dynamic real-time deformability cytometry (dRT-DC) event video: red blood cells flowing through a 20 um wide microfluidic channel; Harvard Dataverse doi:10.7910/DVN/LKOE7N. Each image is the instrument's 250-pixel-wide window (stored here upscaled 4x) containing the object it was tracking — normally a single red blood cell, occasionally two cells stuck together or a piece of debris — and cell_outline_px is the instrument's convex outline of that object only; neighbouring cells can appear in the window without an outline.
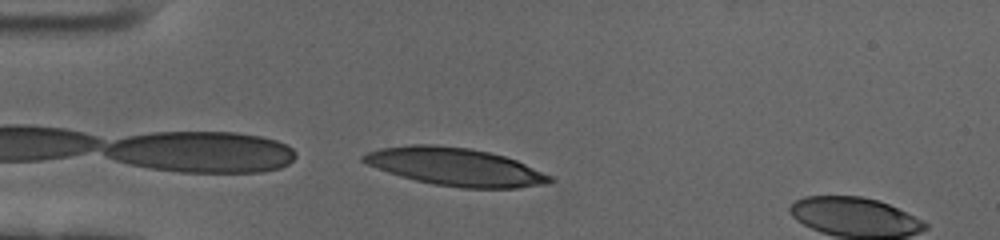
{"species": "human", "species_latin": "Homo sapiens", "temperature_condition": "cold", "stored_images_in_passage": 33, "camera_frame_rate_fps": 3000, "um_per_image_px": 0.085, "donor": {"sex": "female"}, "frame": {"image": 1, "passage_image": 1, "time_ms": 0.0, "image_size_px": [1000, 240], "cell_outline_px": [[556, 180], [516, 188], [464, 188], [432, 184], [416, 180], [388, 172], [368, 164], [360, 160], [360, 156], [368, 152], [380, 148], [412, 144], [436, 144], [468, 148], [488, 152], [504, 156], [516, 160], [552, 176]], "centroid_in_image_um": [38.66, 14.16], "position_along_channel_um": 46.3, "area_um2": 40.69}}
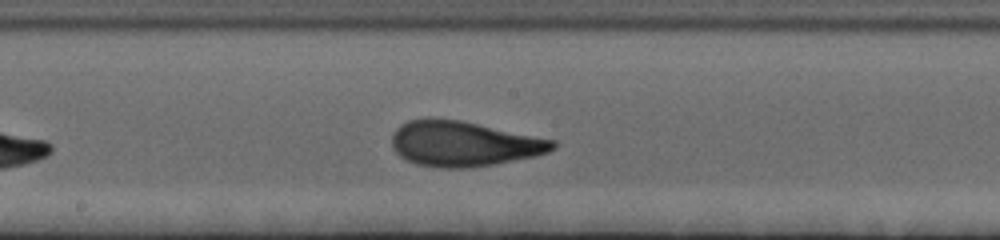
{"frame": {"image": 2, "passage_image": 17, "time_ms": 5.333, "image_size_px": [1000, 240], "cell_outline_px": [[556, 148], [548, 152], [532, 156], [496, 164], [472, 168], [440, 168], [416, 164], [400, 156], [392, 148], [392, 136], [396, 128], [400, 124], [408, 120], [428, 116], [460, 120], [556, 140]], "centroid_in_image_um": [39.38, 12.2], "position_along_channel_um": 208.8, "area_um2": 42.77}}
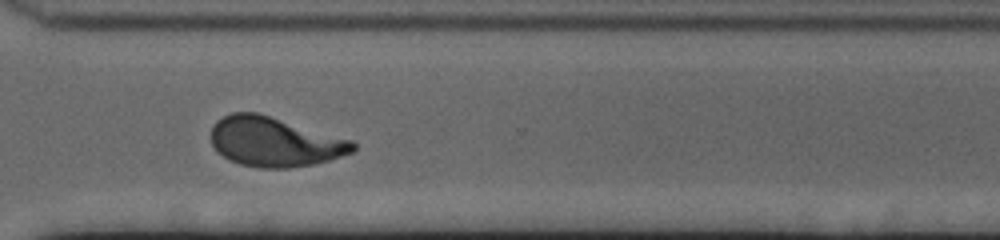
{"frame": {"image": 3, "passage_image": 29, "time_ms": 9.333, "image_size_px": [1000, 240], "cell_outline_px": [[356, 148], [352, 152], [328, 160], [312, 164], [288, 168], [260, 168], [240, 164], [228, 160], [212, 144], [208, 136], [212, 124], [216, 120], [232, 112], [256, 112], [352, 140], [356, 144]], "centroid_in_image_um": [23.28, 12.05], "position_along_channel_um": 347.3, "area_um2": 40.92}, "authors_computed_cell_mechanics": {"area_um2": 40.9224, "velocity_mm_per_s": 3.4694, "shape_relaxation_time_tau1_ms": 5.1012, "shape_relaxation_time_tau2_ms": 1.0898, "deformation_change_tau1": 0.2176, "deformation_change_tau2": 0.086}}